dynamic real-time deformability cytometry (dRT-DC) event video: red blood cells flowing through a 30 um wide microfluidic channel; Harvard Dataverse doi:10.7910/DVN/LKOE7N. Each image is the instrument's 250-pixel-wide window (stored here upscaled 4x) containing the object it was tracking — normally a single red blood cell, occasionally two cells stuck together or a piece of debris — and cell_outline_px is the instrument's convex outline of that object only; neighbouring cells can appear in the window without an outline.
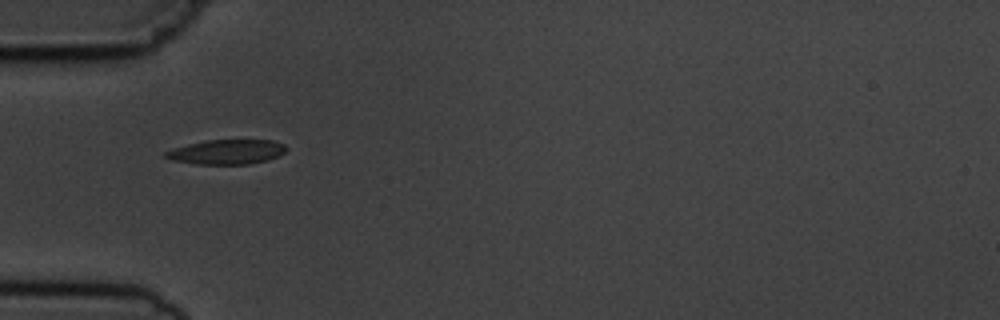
{"species": "common noctule bat (a hibernating species)", "species_latin": "Nyctalus noctula", "temperature_condition": "cold", "stored_images_in_passage": 7, "camera_frame_rate_fps": 3000, "um_per_image_px": 0.085, "animal": {"sex": "male", "body_mass_g": 19.5, "forearm_length_mm": 54.6}, "frame": {"image": 1, "passage_image": 5, "time_ms": 5.667, "image_size_px": [1000, 320], "cell_outline_px": [[288, 148], [284, 152], [268, 160], [248, 164], [196, 164], [172, 160], [164, 156], [164, 152], [188, 144], [208, 140], [272, 140], [284, 144]], "centroid_in_image_um": [19.29, 12.91], "position_along_channel_um": 65.7, "area_um2": 17.17}}
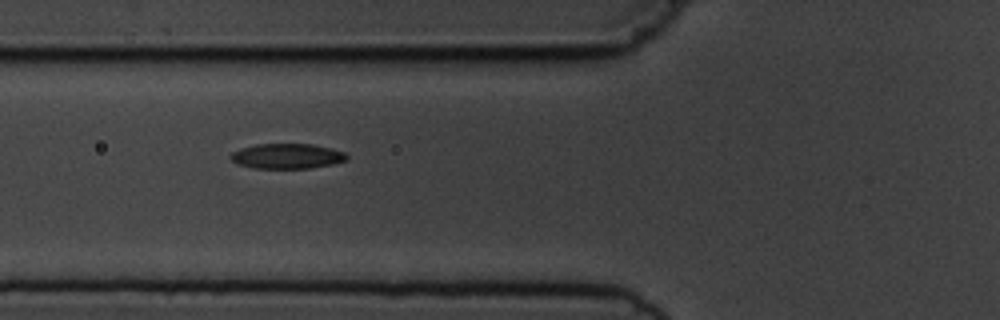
{"frame": {"image": 2, "passage_image": 6, "time_ms": 6.667, "image_size_px": [1000, 320], "cell_outline_px": [[348, 160], [332, 164], [308, 168], [252, 168], [236, 164], [228, 156], [232, 152], [240, 148], [256, 144], [312, 144], [332, 148], [344, 152], [348, 156]], "centroid_in_image_um": [24.37, 13.27], "position_along_channel_um": 101.4, "area_um2": 17.11}}
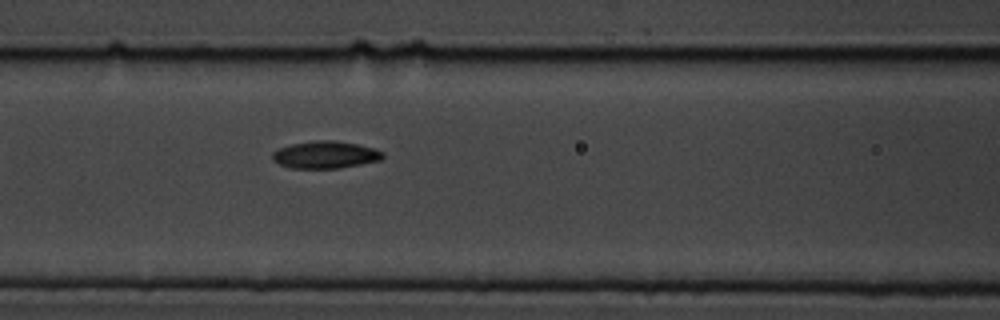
{"frame": {"image": 3, "passage_image": 7, "time_ms": 7.667, "image_size_px": [1000, 320], "cell_outline_px": [[384, 156], [380, 160], [340, 168], [292, 168], [280, 164], [272, 160], [272, 152], [276, 148], [292, 144], [316, 140], [336, 140], [376, 148], [384, 152]], "centroid_in_image_um": [27.65, 13.14], "position_along_channel_um": 139.0, "area_um2": 17.63}}